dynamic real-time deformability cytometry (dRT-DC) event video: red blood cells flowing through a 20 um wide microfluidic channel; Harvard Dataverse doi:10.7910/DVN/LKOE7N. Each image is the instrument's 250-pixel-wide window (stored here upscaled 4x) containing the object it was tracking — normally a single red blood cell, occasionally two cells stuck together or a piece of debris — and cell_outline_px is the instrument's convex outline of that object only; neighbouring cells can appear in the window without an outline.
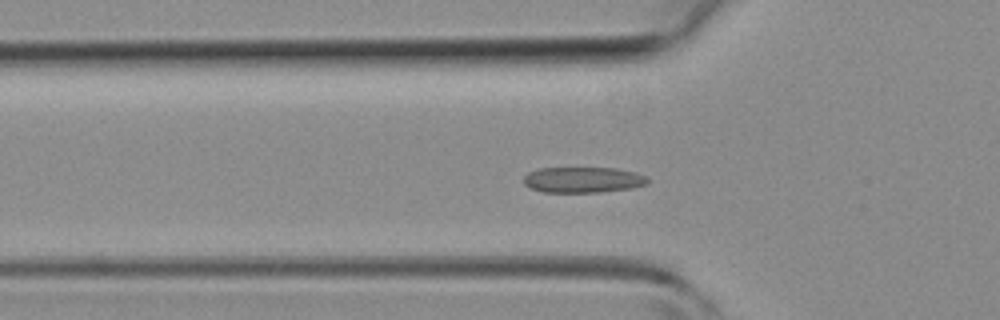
{"species": "common noctule bat (a hibernating species)", "species_latin": "Nyctalus noctula", "temperature_condition": "room temperature", "stored_images_in_passage": 46, "camera_frame_rate_fps": 3000, "um_per_image_px": 0.085, "animal": {"sex": "female", "body_mass_g": 19.3, "forearm_length_mm": 54.1}, "frame": {"image": 1, "passage_image": 15, "time_ms": 4.667, "image_size_px": [1000, 320], "cell_outline_px": [[648, 184], [632, 188], [600, 192], [544, 192], [528, 188], [524, 184], [524, 176], [528, 172], [540, 168], [616, 168], [636, 172], [648, 176]], "centroid_in_image_um": [49.57, 15.28], "position_along_channel_um": 76.2, "area_um2": 18.79}}
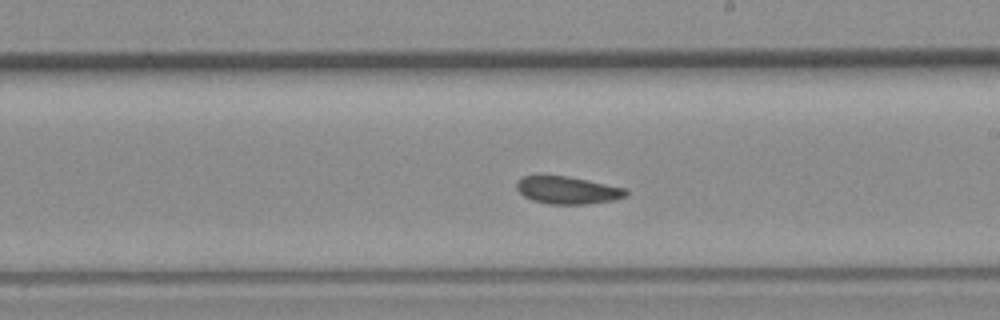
{"frame": {"image": 2, "passage_image": 26, "time_ms": 8.333, "image_size_px": [1000, 320], "cell_outline_px": [[628, 196], [612, 200], [584, 204], [548, 204], [532, 200], [524, 196], [516, 188], [516, 180], [520, 176], [544, 172], [568, 176], [628, 188]], "centroid_in_image_um": [48.17, 16.11], "position_along_channel_um": 240.8, "area_um2": 18.32}}
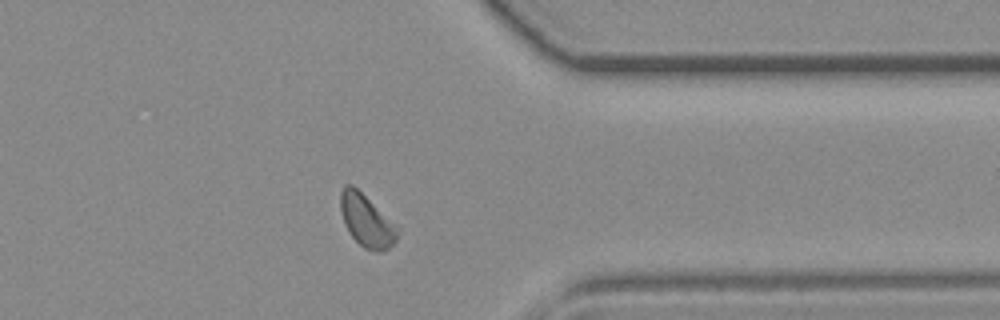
{"frame": {"image": 3, "passage_image": 36, "time_ms": 11.667, "image_size_px": [1000, 320], "cell_outline_px": [[400, 232], [396, 240], [384, 252], [376, 252], [364, 248], [352, 236], [344, 224], [340, 208], [340, 192], [344, 184], [352, 184], [400, 228]], "centroid_in_image_um": [31.16, 18.76], "position_along_channel_um": 380.2, "area_um2": 17.4}}